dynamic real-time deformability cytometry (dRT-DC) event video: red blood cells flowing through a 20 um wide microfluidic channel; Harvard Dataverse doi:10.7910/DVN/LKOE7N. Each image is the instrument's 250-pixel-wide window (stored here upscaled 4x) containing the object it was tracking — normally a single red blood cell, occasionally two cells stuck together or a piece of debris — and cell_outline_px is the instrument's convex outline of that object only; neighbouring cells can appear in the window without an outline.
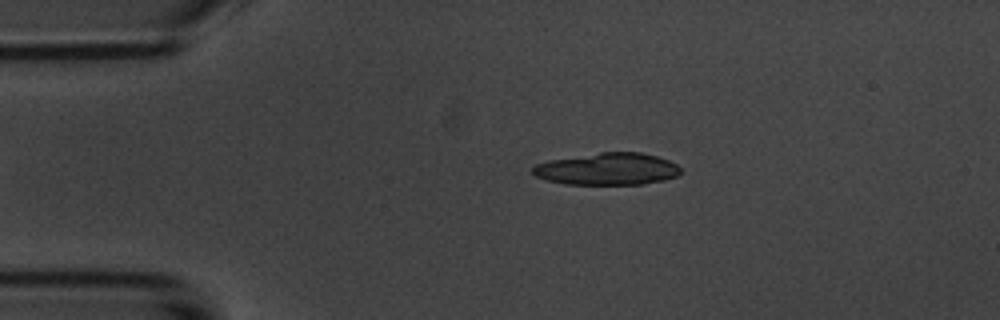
{"species": "common noctule bat (a hibernating species)", "species_latin": "Nyctalus noctula", "temperature_condition": "room temperature", "stored_images_in_passage": 4, "camera_frame_rate_fps": 3000, "um_per_image_px": 0.085, "animal": {"sex": "male", "body_mass_g": 20.1, "forearm_length_mm": 53.5}, "frame": {"image": 1, "passage_image": 3, "time_ms": 3.0, "image_size_px": [1000, 320], "cell_outline_px": [[680, 172], [676, 176], [664, 180], [644, 184], [564, 184], [544, 180], [536, 176], [532, 172], [532, 168], [536, 164], [548, 160], [600, 152], [640, 152], [656, 156], [668, 160], [676, 164], [680, 168]], "centroid_in_image_um": [51.6, 14.36], "position_along_channel_um": 33.4, "area_um2": 27.69}}